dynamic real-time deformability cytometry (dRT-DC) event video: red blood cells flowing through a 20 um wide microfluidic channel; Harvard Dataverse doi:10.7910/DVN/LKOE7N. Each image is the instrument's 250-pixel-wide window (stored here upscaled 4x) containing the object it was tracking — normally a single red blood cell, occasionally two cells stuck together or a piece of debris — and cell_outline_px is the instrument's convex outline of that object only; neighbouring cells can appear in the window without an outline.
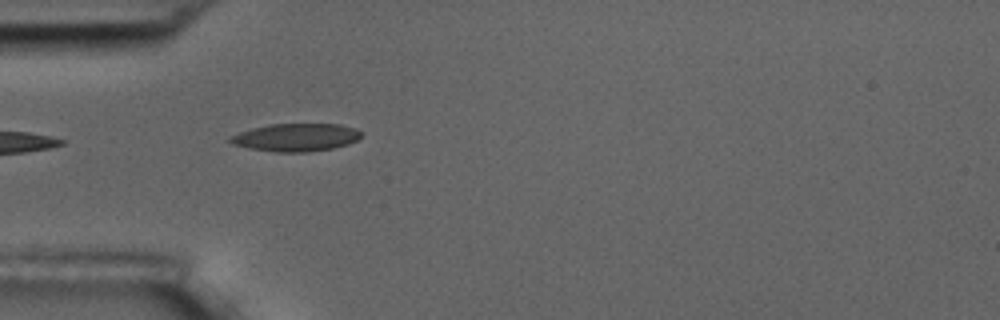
{"species": "common noctule bat (a hibernating species)", "species_latin": "Nyctalus noctula", "temperature_condition": "room temperature", "stored_images_in_passage": 7, "camera_frame_rate_fps": 3000, "um_per_image_px": 0.085, "animal": {"sex": "male", "body_mass_g": 17.5, "forearm_length_mm": 52.3}, "frame": {"image": 1, "passage_image": 5, "time_ms": 5.667, "image_size_px": [1000, 320], "cell_outline_px": [[360, 136], [356, 140], [348, 144], [332, 148], [308, 152], [276, 152], [248, 148], [232, 144], [228, 140], [228, 136], [252, 128], [268, 124], [340, 124], [356, 128], [360, 132]], "centroid_in_image_um": [25.11, 11.67], "position_along_channel_um": 59.9, "area_um2": 21.27}}